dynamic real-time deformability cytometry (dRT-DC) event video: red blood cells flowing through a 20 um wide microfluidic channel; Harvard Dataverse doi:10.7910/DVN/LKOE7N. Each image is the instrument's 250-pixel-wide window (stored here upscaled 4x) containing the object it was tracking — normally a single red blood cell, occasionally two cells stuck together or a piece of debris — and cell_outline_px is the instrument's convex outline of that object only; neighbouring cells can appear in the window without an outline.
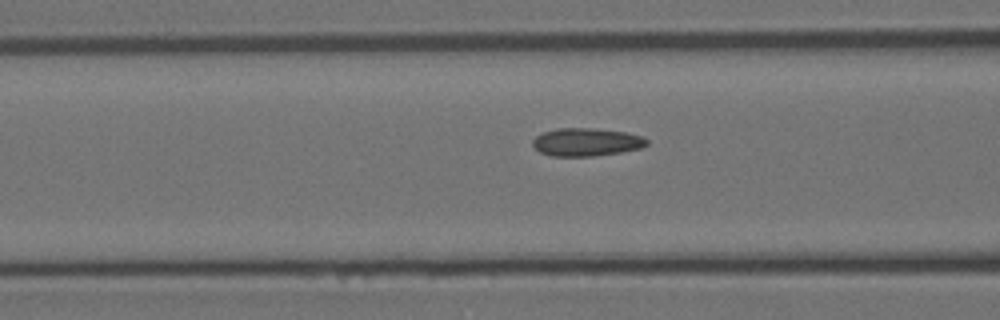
{"species": "Egyptian fruit bat (a non-hibernating species)", "species_latin": "Rousettus aegyptiacus", "temperature_condition": "room temperature", "stored_images_in_passage": 40, "camera_frame_rate_fps": 3000, "um_per_image_px": 0.085, "animal": {"sex": "female"}, "frame": {"image": 1, "passage_image": 19, "time_ms": 6.0, "image_size_px": [1000, 320], "cell_outline_px": [[648, 144], [640, 148], [620, 152], [592, 156], [552, 156], [540, 152], [532, 144], [532, 140], [536, 136], [544, 132], [556, 128], [592, 128], [624, 132], [640, 136], [648, 140]], "centroid_in_image_um": [49.81, 12.07], "position_along_channel_um": 116.8, "area_um2": 18.44}}
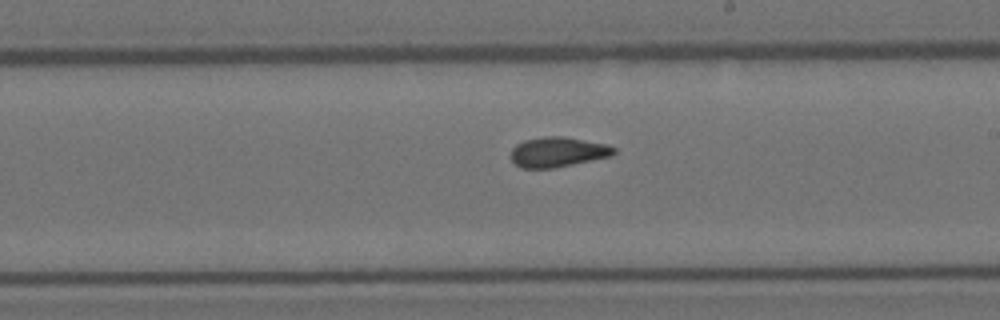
{"frame": {"image": 2, "passage_image": 29, "time_ms": 9.333, "image_size_px": [1000, 320], "cell_outline_px": [[616, 152], [612, 156], [552, 168], [520, 168], [512, 160], [512, 148], [516, 144], [524, 140], [544, 136], [564, 136], [608, 144], [616, 148]], "centroid_in_image_um": [47.43, 12.91], "position_along_channel_um": 241.6, "area_um2": 18.03}}
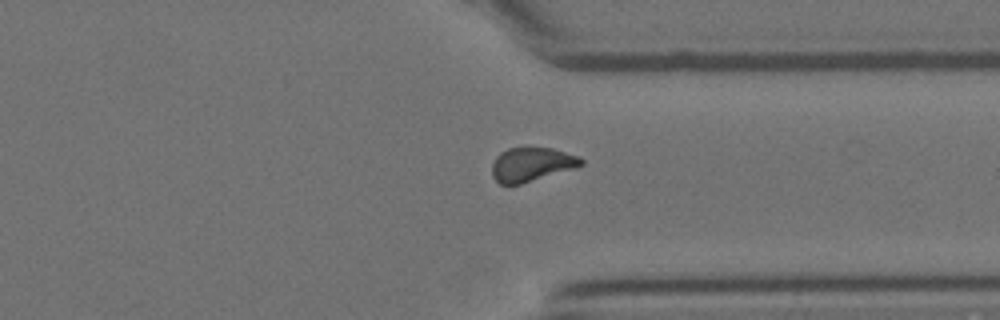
{"frame": {"image": 3, "passage_image": 39, "time_ms": 12.667, "image_size_px": [1000, 320], "cell_outline_px": [[584, 164], [576, 168], [520, 184], [500, 184], [492, 176], [492, 164], [496, 156], [500, 152], [508, 148], [552, 148], [580, 156], [584, 160]], "centroid_in_image_um": [45.21, 13.97], "position_along_channel_um": 366.2, "area_um2": 17.69}}